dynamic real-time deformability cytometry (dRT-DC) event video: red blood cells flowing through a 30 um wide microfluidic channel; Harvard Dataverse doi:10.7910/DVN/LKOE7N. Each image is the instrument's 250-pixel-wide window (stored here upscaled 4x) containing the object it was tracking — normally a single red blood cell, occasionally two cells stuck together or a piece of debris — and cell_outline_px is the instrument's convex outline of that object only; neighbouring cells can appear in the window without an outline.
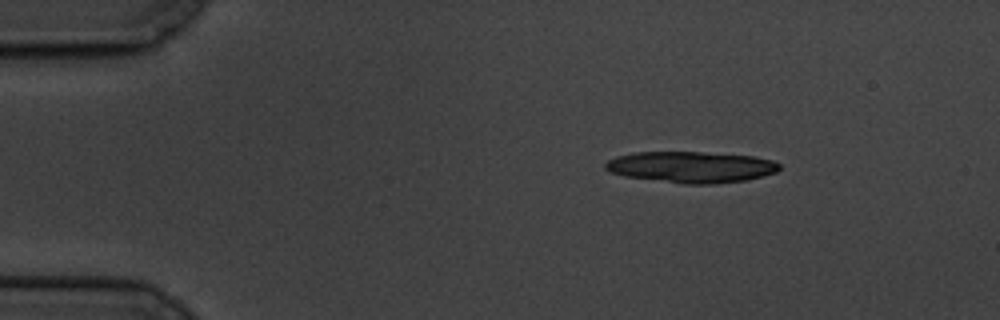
{"species": "common noctule bat (a hibernating species)", "species_latin": "Nyctalus noctula", "temperature_condition": "cold", "stored_images_in_passage": 8, "camera_frame_rate_fps": 3000, "um_per_image_px": 0.085, "animal": {"sex": "male", "body_mass_g": 19.5, "forearm_length_mm": 54.6}, "frame": {"image": 1, "passage_image": 1, "time_ms": 0.0, "image_size_px": [1000, 320], "cell_outline_px": [[780, 168], [776, 172], [748, 180], [716, 184], [684, 184], [624, 176], [612, 172], [604, 168], [604, 164], [608, 160], [616, 156], [632, 152], [700, 152], [756, 156], [772, 160], [780, 164]], "centroid_in_image_um": [58.76, 14.2], "position_along_channel_um": 26.2, "area_um2": 31.85}}
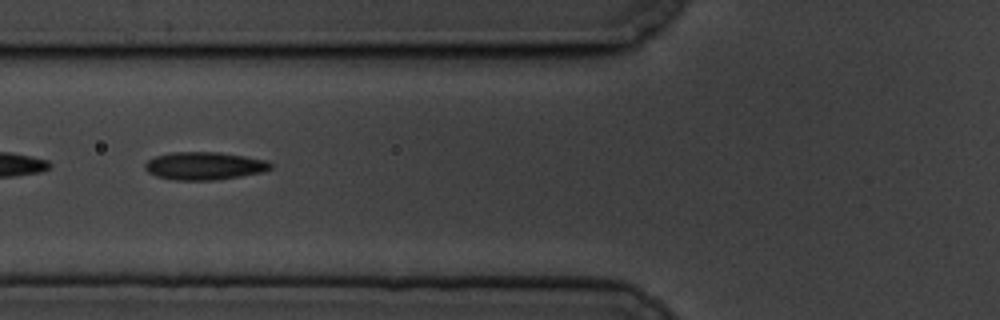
{"frame": {"image": 2, "passage_image": 5, "time_ms": 4.667, "image_size_px": [1000, 320], "cell_outline_px": [[272, 168], [260, 172], [240, 176], [212, 180], [172, 180], [156, 176], [148, 172], [144, 168], [144, 164], [148, 160], [156, 156], [172, 152], [220, 152], [268, 160], [272, 164]], "centroid_in_image_um": [17.35, 14.09], "position_along_channel_um": 108.5, "area_um2": 20.35}}
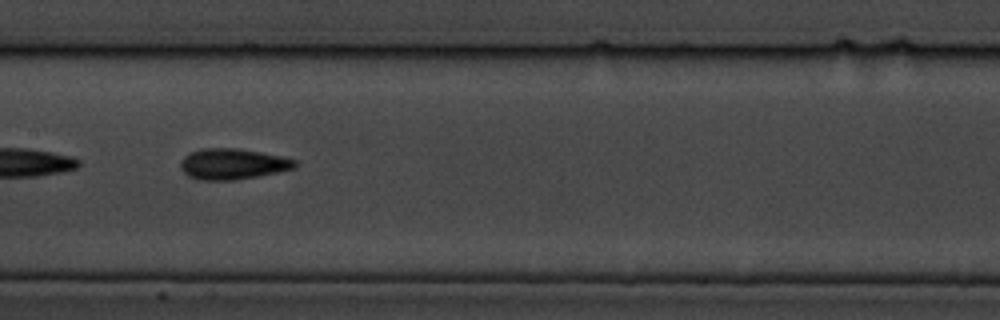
{"frame": {"image": 3, "passage_image": 7, "time_ms": 7.0, "image_size_px": [1000, 320], "cell_outline_px": [[296, 168], [236, 180], [196, 180], [188, 176], [180, 168], [180, 160], [184, 156], [200, 148], [236, 148], [260, 152], [280, 156], [296, 160]], "centroid_in_image_um": [19.73, 13.94], "position_along_channel_um": 187.7, "area_um2": 20.52}}